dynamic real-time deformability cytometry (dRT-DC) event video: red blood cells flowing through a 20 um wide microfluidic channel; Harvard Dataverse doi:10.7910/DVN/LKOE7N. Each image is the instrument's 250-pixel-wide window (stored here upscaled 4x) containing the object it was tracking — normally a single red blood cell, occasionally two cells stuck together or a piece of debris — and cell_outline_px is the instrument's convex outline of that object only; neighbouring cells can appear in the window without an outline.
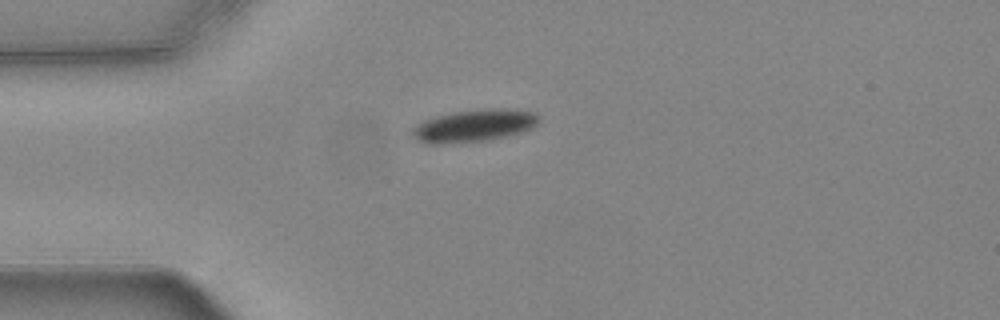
{"species": "common noctule bat (a hibernating species)", "species_latin": "Nyctalus noctula", "temperature_condition": "warm", "stored_images_in_passage": 42, "camera_frame_rate_fps": 3000, "um_per_image_px": 0.085, "animal": {"sex": "female", "body_mass_g": 24.6, "forearm_length_mm": 56.2}, "frame": {"image": 1, "passage_image": 1, "time_ms": 0.0, "image_size_px": [1000, 320], "cell_outline_px": [[540, 120], [532, 128], [508, 136], [488, 140], [460, 144], [424, 144], [416, 140], [412, 136], [412, 128], [416, 124], [424, 120], [436, 116], [456, 112], [484, 108], [508, 108], [536, 112], [540, 116]], "centroid_in_image_um": [40.29, 10.7], "position_along_channel_um": 44.7, "area_um2": 24.45}}
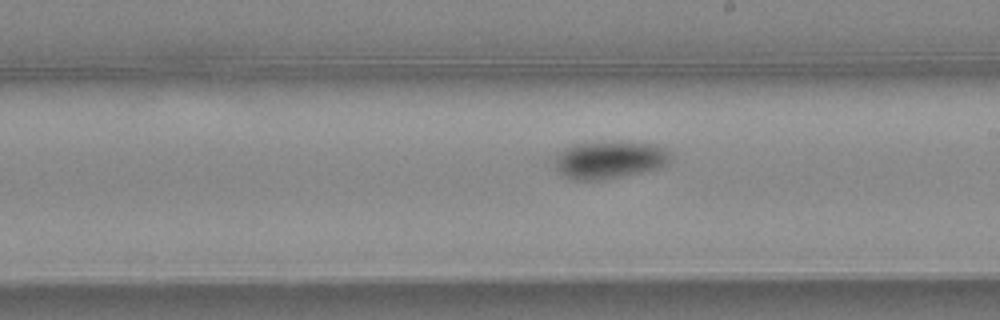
{"frame": {"image": 2, "passage_image": 18, "time_ms": 5.667, "image_size_px": [1000, 320], "cell_outline_px": [[668, 160], [660, 168], [600, 180], [572, 180], [556, 172], [552, 164], [552, 156], [556, 152], [572, 144], [656, 144], [664, 148], [668, 152]], "centroid_in_image_um": [51.63, 13.63], "position_along_channel_um": 237.4, "area_um2": 24.8}}
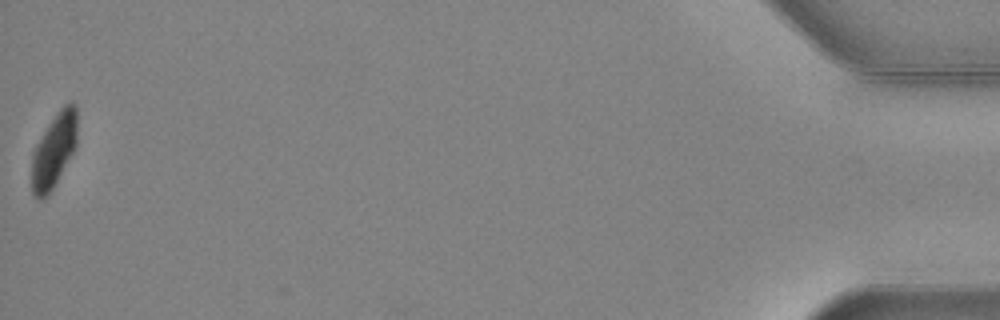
{"frame": {"image": 3, "passage_image": 42, "time_ms": 13.667, "image_size_px": [1000, 320], "cell_outline_px": [[76, 148], [56, 184], [48, 196], [44, 200], [40, 200], [32, 192], [32, 152], [36, 144], [48, 124], [56, 112], [68, 100], [72, 100], [76, 104]], "centroid_in_image_um": [4.59, 12.78], "position_along_channel_um": 430.6, "area_um2": 20.06}, "authors_computed_cell_mechanics": {"area_um2": 23.8714, "velocity_mm_per_s": 3.7134, "shape_relaxation_time_tau1_ms": 7.1417, "shape_relaxation_time_tau2_ms": null, "deformation_change_tau1": 0.1363, "deformation_change_tau2": null}}